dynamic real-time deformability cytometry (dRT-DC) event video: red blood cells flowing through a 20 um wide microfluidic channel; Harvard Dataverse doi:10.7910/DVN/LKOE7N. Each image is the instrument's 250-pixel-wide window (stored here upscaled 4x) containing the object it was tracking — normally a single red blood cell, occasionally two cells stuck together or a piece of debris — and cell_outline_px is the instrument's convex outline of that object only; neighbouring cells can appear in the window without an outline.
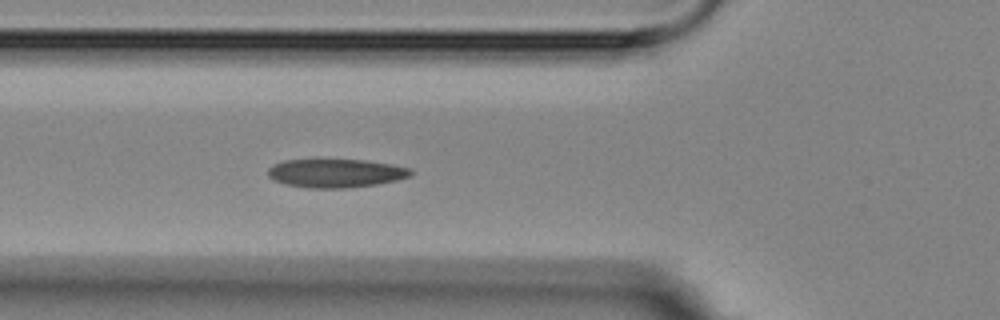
{"species": "Egyptian fruit bat (a non-hibernating species)", "species_latin": "Rousettus aegyptiacus", "temperature_condition": "room temperature", "stored_images_in_passage": 6, "camera_frame_rate_fps": 3000, "um_per_image_px": 0.085, "animal": {"sex": "female"}, "frame": {"image": 1, "passage_image": 6, "time_ms": 6.333, "image_size_px": [1000, 320], "cell_outline_px": [[412, 176], [396, 180], [376, 184], [348, 188], [308, 188], [288, 184], [272, 180], [268, 176], [268, 168], [272, 164], [284, 160], [316, 156], [364, 160], [392, 164], [412, 168]], "centroid_in_image_um": [28.49, 14.66], "position_along_channel_um": 97.3, "area_um2": 24.97}}